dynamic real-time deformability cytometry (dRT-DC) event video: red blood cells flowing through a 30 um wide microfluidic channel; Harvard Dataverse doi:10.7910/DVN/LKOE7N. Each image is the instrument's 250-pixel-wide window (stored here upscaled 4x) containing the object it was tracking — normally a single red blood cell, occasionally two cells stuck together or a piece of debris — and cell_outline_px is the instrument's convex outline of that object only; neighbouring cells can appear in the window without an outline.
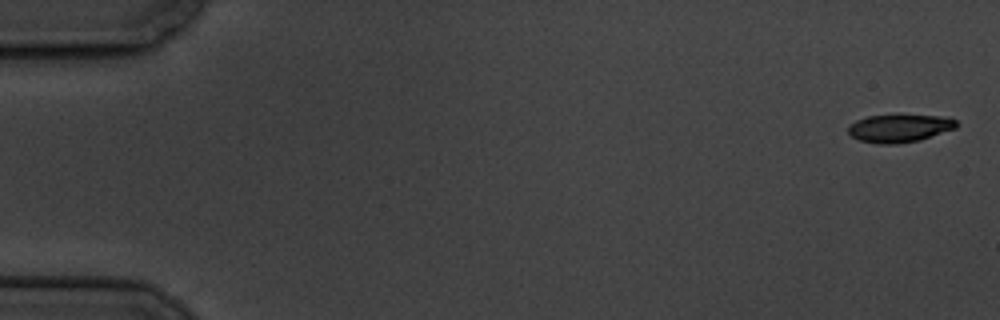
{"species": "common noctule bat (a hibernating species)", "species_latin": "Nyctalus noctula", "temperature_condition": "cold", "stored_images_in_passage": 6, "camera_frame_rate_fps": 3000, "um_per_image_px": 0.085, "animal": {"sex": "male", "body_mass_g": 19.5, "forearm_length_mm": 54.6}, "frame": {"image": 1, "passage_image": 1, "time_ms": 0.0, "image_size_px": [1000, 320], "cell_outline_px": [[960, 124], [956, 128], [920, 140], [896, 144], [880, 144], [860, 140], [852, 136], [848, 132], [848, 124], [856, 120], [868, 116], [948, 116], [956, 120]], "centroid_in_image_um": [76.48, 10.91], "position_along_channel_um": 8.5, "area_um2": 17.46}}
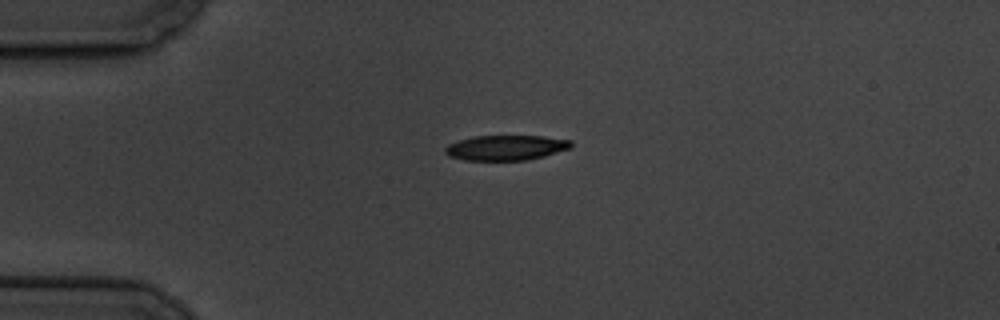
{"frame": {"image": 2, "passage_image": 4, "time_ms": 4.333, "image_size_px": [1000, 320], "cell_outline_px": [[572, 148], [544, 156], [524, 160], [464, 160], [448, 156], [444, 152], [444, 148], [448, 144], [460, 140], [476, 136], [544, 136], [572, 140]], "centroid_in_image_um": [43.02, 12.55], "position_along_channel_um": 42.0, "area_um2": 18.44}}
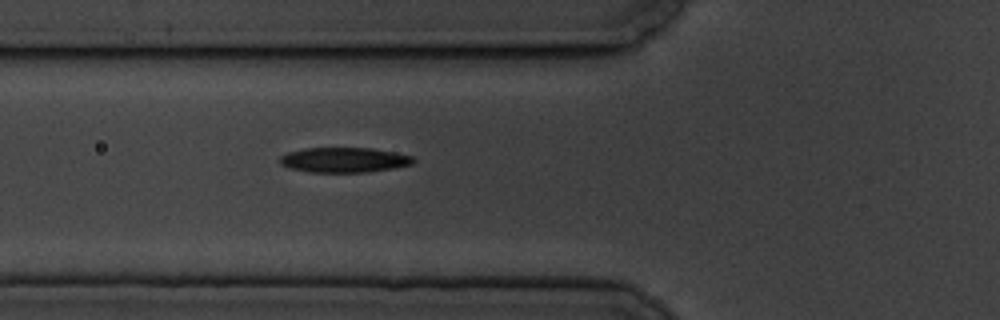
{"frame": {"image": 3, "passage_image": 6, "time_ms": 6.667, "image_size_px": [1000, 320], "cell_outline_px": [[416, 160], [412, 164], [392, 168], [368, 172], [308, 172], [292, 168], [280, 164], [280, 156], [288, 152], [304, 148], [372, 148], [412, 156]], "centroid_in_image_um": [29.24, 13.59], "position_along_channel_um": 96.6, "area_um2": 19.31}}